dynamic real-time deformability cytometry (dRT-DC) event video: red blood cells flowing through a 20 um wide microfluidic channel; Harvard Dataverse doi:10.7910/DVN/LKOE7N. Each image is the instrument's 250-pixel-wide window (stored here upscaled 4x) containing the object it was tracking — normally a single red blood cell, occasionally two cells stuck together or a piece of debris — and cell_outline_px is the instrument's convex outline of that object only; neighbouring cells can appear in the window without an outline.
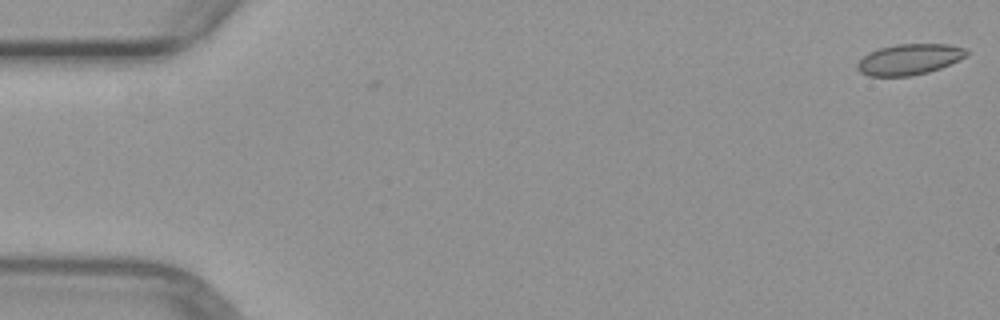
{"species": "common noctule bat (a hibernating species)", "species_latin": "Nyctalus noctula", "temperature_condition": "warm", "stored_images_in_passage": 2, "camera_frame_rate_fps": 3000, "um_per_image_px": 0.085, "animal": {"sex": "female", "body_mass_g": 29.2, "forearm_length_mm": 56.3}, "frame": {"image": 1, "passage_image": 2, "time_ms": 1.333, "image_size_px": [1000, 320], "cell_outline_px": [[968, 52], [964, 56], [940, 68], [928, 72], [908, 76], [868, 76], [860, 72], [856, 68], [856, 64], [868, 52], [880, 48], [896, 44], [948, 44], [968, 48]], "centroid_in_image_um": [77.25, 5.04], "position_along_channel_um": 7.7, "area_um2": 19.48}}